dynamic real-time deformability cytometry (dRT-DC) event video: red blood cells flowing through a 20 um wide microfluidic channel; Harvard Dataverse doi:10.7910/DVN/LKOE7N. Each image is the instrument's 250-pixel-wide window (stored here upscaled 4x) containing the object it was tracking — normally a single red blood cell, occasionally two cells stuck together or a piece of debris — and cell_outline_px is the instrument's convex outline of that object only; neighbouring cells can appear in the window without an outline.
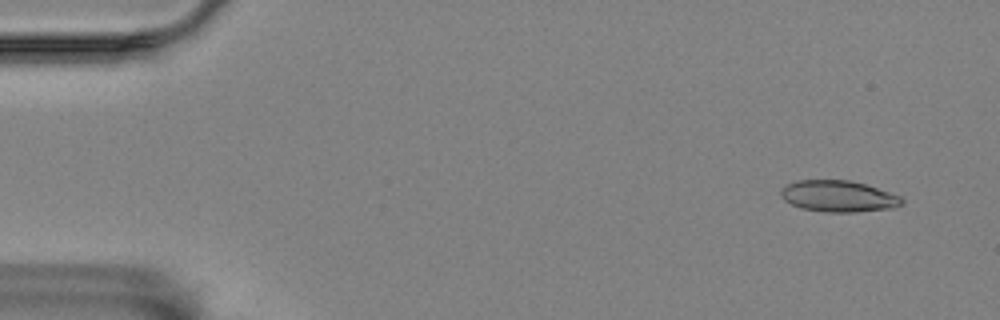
{"species": "Egyptian fruit bat (a non-hibernating species)", "species_latin": "Rousettus aegyptiacus", "temperature_condition": "room temperature", "stored_images_in_passage": 57, "camera_frame_rate_fps": 3000, "um_per_image_px": 0.085, "animal": {"sex": "female"}, "frame": {"image": 1, "passage_image": 4, "time_ms": 1.0, "image_size_px": [1000, 320], "cell_outline_px": [[904, 204], [892, 208], [856, 212], [824, 212], [800, 208], [784, 200], [780, 196], [780, 192], [788, 184], [796, 180], [852, 180], [900, 196], [904, 200]], "centroid_in_image_um": [71.26, 16.68], "position_along_channel_um": 13.7, "area_um2": 22.08}}
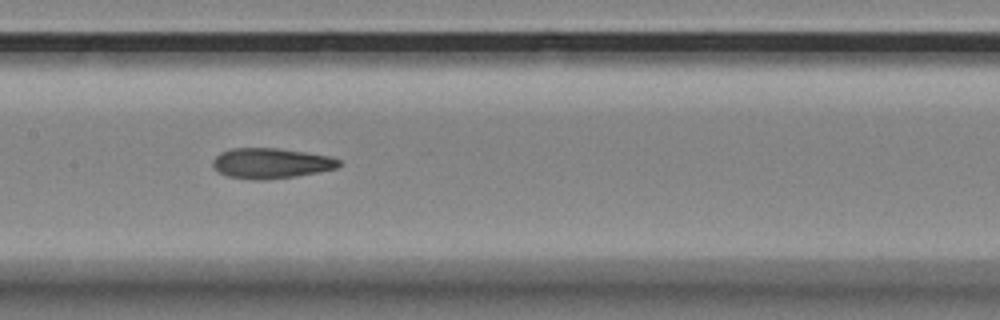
{"frame": {"image": 2, "passage_image": 28, "time_ms": 9.0, "image_size_px": [1000, 320], "cell_outline_px": [[340, 164], [336, 168], [296, 176], [264, 180], [252, 180], [228, 176], [220, 172], [212, 164], [212, 160], [220, 152], [232, 148], [276, 148], [304, 152], [328, 156], [340, 160]], "centroid_in_image_um": [23.0, 13.87], "position_along_channel_um": 184.4, "area_um2": 22.08}}
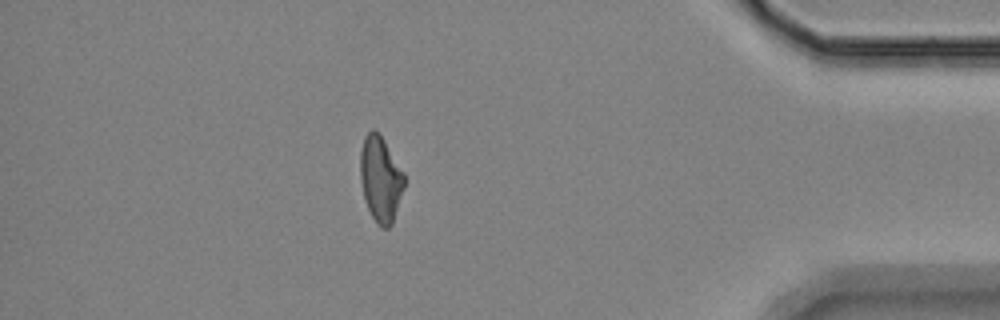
{"frame": {"image": 3, "passage_image": 50, "time_ms": 16.333, "image_size_px": [1000, 320], "cell_outline_px": [[404, 188], [392, 224], [388, 228], [380, 228], [376, 224], [368, 208], [364, 196], [360, 180], [360, 152], [364, 136], [372, 128], [376, 128], [380, 132], [404, 172]], "centroid_in_image_um": [32.34, 15.18], "position_along_channel_um": 402.9, "area_um2": 22.25}, "authors_computed_cell_mechanics": {"area_um2": 22.1374, "velocity_mm_per_s": 3.5215, "shape_relaxation_time_tau1_ms": null, "shape_relaxation_time_tau2_ms": 2.3588, "deformation_change_tau1": null, "deformation_change_tau2": 0.1134}}